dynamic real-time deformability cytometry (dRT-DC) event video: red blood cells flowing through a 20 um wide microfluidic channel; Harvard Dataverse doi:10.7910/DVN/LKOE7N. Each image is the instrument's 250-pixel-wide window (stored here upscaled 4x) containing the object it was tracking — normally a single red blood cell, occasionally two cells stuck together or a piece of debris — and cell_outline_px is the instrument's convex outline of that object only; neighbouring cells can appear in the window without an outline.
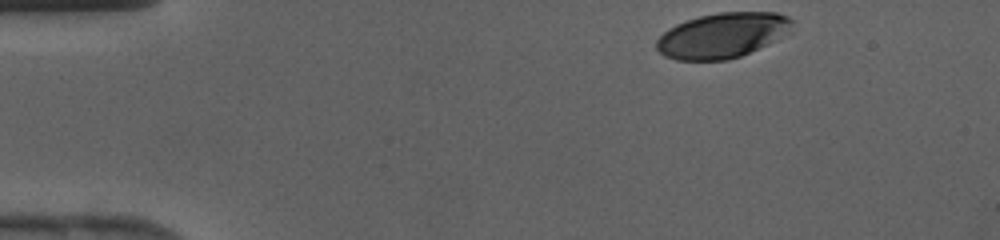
{"species": "human", "species_latin": "Homo sapiens", "temperature_condition": "cold", "stored_images_in_passage": 31, "camera_frame_rate_fps": 3000, "um_per_image_px": 0.085, "donor": {"sex": "female"}, "frame": {"image": 1, "passage_image": 1, "time_ms": 0.0, "image_size_px": [1000, 240], "cell_outline_px": [[792, 20], [780, 36], [776, 40], [768, 44], [740, 56], [728, 60], [676, 60], [664, 56], [656, 48], [656, 40], [668, 28], [676, 24], [700, 16], [720, 12], [776, 12], [788, 16]], "centroid_in_image_um": [61.32, 3.01], "position_along_channel_um": 23.7, "area_um2": 35.14}}
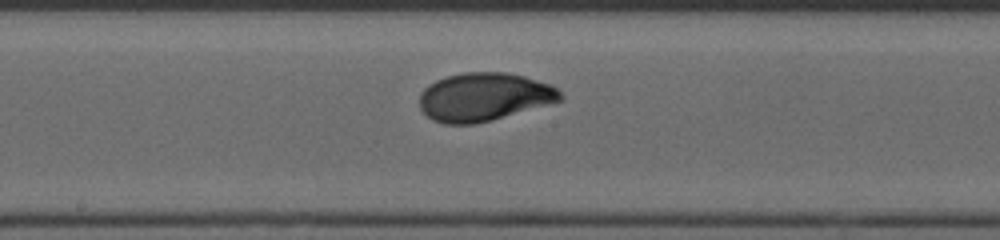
{"frame": {"image": 2, "passage_image": 18, "time_ms": 5.667, "image_size_px": [1000, 240], "cell_outline_px": [[564, 100], [492, 120], [476, 124], [444, 124], [432, 120], [420, 108], [420, 92], [428, 84], [436, 80], [448, 76], [464, 72], [508, 72], [524, 76], [552, 84], [564, 96]], "centroid_in_image_um": [41.16, 8.24], "position_along_channel_um": 207.0, "area_um2": 39.88}}
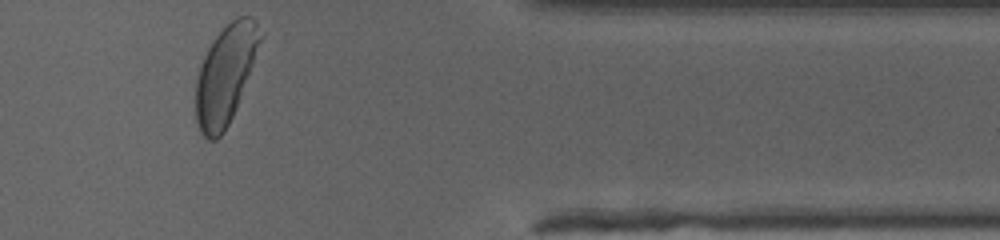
{"frame": {"image": 3, "passage_image": 31, "time_ms": 10.0, "image_size_px": [1000, 240], "cell_outline_px": [[264, 36], [236, 108], [224, 132], [216, 140], [208, 140], [200, 132], [196, 120], [196, 80], [200, 64], [208, 48], [216, 36], [236, 16], [248, 16], [256, 20], [264, 32]], "centroid_in_image_um": [19.18, 6.32], "position_along_channel_um": 392.2, "area_um2": 36.99}}